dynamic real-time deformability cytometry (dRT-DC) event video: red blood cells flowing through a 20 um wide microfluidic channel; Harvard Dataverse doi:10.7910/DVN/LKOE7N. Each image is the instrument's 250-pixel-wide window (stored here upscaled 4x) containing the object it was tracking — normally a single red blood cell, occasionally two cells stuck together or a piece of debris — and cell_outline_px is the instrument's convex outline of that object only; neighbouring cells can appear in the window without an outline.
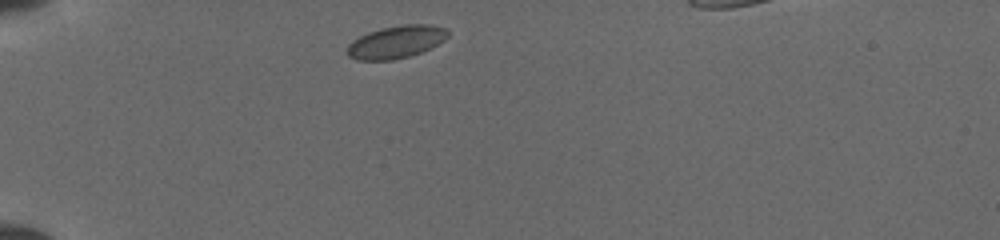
{"species": "common noctule bat (a hibernating species)", "species_latin": "Nyctalus noctula", "temperature_condition": "cold", "stored_images_in_passage": 3, "camera_frame_rate_fps": 3000, "um_per_image_px": 0.085, "animal": {"sex": "female", "body_mass_g": 19.5, "forearm_length_mm": 54.1}, "frame": {"image": 1, "passage_image": 1, "time_ms": 0.0, "image_size_px": [1000, 240], "cell_outline_px": [[448, 36], [444, 40], [420, 52], [408, 56], [392, 60], [356, 60], [348, 56], [344, 52], [348, 44], [352, 40], [368, 32], [380, 28], [400, 24], [428, 24], [448, 28]], "centroid_in_image_um": [33.62, 3.55], "position_along_channel_um": 51.4, "area_um2": 19.25}}
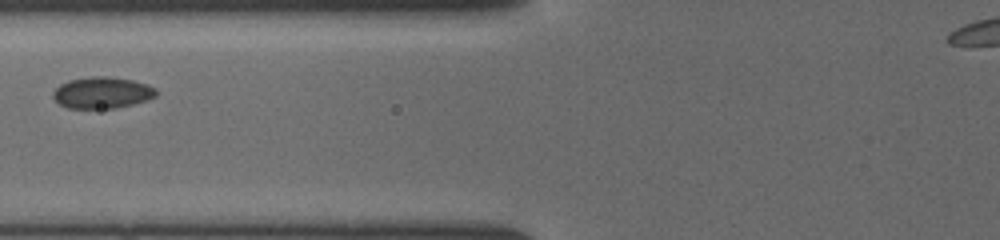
{"frame": {"image": 2, "passage_image": 3, "time_ms": 2.333, "image_size_px": [1000, 240], "cell_outline_px": [[156, 96], [148, 100], [116, 108], [68, 108], [60, 104], [52, 96], [52, 92], [60, 84], [68, 80], [92, 76], [108, 76], [132, 80], [148, 84], [156, 88]], "centroid_in_image_um": [8.69, 7.87], "position_along_channel_um": 117.1, "area_um2": 18.96}}